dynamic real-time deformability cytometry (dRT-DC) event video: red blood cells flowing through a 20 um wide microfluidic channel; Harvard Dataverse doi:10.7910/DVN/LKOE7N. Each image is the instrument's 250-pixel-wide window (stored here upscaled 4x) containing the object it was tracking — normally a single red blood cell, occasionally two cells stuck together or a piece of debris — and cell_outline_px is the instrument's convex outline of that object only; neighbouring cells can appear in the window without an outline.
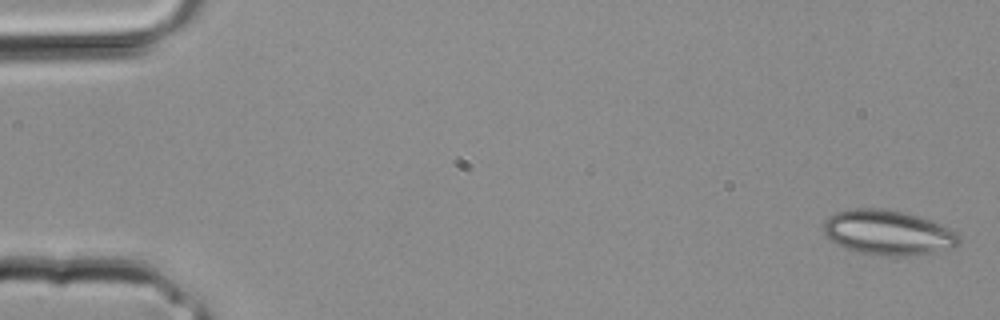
{"species": "common noctule bat (a hibernating species)", "species_latin": "Nyctalus noctula", "temperature_condition": "room temperature", "stored_images_in_passage": 32, "camera_frame_rate_fps": 3000, "um_per_image_px": 0.085, "animal": {"sex": "male", "body_mass_g": 20.4}, "frame": {"image": 1, "passage_image": 1, "time_ms": 0.0, "image_size_px": [1000, 320], "cell_outline_px": [[960, 240], [952, 248], [936, 252], [916, 256], [884, 256], [856, 252], [844, 248], [836, 244], [824, 232], [824, 220], [828, 216], [836, 212], [852, 208], [884, 208], [904, 212], [932, 220], [952, 228], [960, 236]], "centroid_in_image_um": [75.5, 19.77], "position_along_channel_um": 9.5, "area_um2": 35.95}}
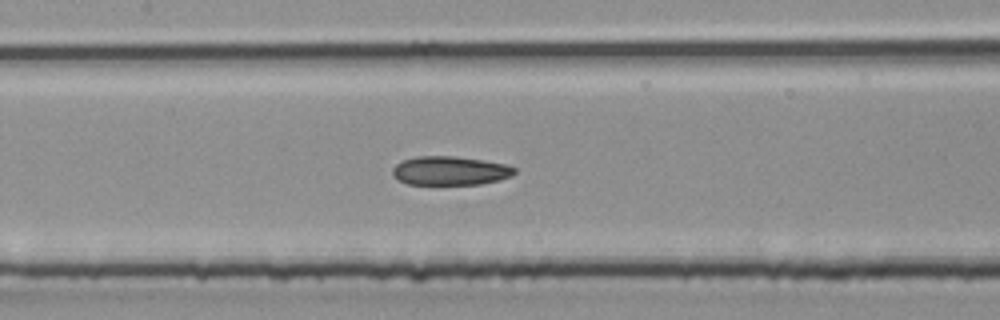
{"frame": {"image": 2, "passage_image": 16, "time_ms": 5.0, "image_size_px": [1000, 320], "cell_outline_px": [[516, 172], [512, 176], [500, 180], [480, 184], [408, 184], [392, 176], [392, 168], [400, 160], [416, 156], [456, 156], [484, 160], [508, 164], [516, 168]], "centroid_in_image_um": [38.27, 14.5], "position_along_channel_um": 169.1, "area_um2": 20.81}}
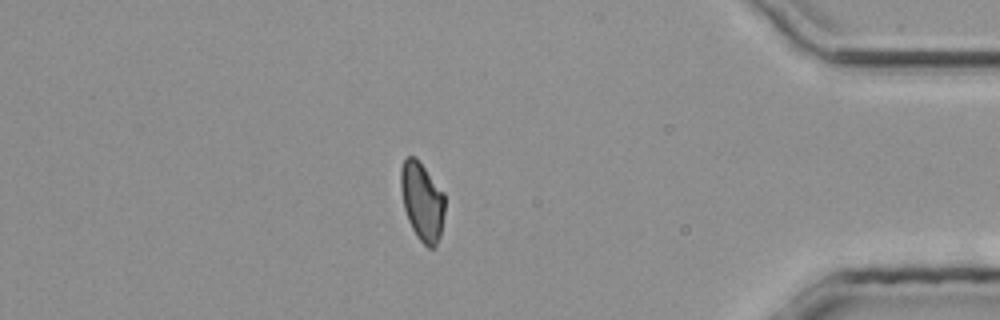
{"frame": {"image": 3, "passage_image": 29, "time_ms": 9.333, "image_size_px": [1000, 320], "cell_outline_px": [[444, 212], [440, 236], [436, 244], [432, 248], [428, 248], [416, 236], [408, 220], [404, 208], [400, 188], [400, 168], [404, 160], [408, 156], [416, 156], [444, 192]], "centroid_in_image_um": [35.87, 17.09], "position_along_channel_um": 399.3, "area_um2": 20.23}}